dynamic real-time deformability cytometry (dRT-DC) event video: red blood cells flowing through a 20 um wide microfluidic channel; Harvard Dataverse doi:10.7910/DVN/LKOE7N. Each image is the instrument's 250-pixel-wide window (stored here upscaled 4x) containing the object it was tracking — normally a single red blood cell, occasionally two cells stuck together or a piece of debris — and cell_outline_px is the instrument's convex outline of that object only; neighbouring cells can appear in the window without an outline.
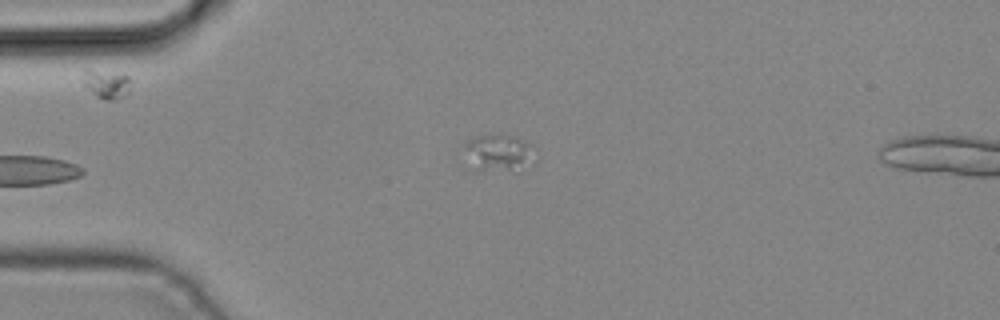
{"species": "common noctule bat (a hibernating species)", "species_latin": "Nyctalus noctula", "temperature_condition": "cold", "stored_images_in_passage": 4, "camera_frame_rate_fps": 3000, "um_per_image_px": 0.085, "animal": {"sex": "male", "body_mass_g": 19.2, "forearm_length_mm": 51.8}, "frame": {"image": 1, "passage_image": 4, "time_ms": 1.0, "image_size_px": [1000, 320], "cell_outline_px": [[536, 160], [508, 168], [480, 168], [464, 144], [468, 140], [476, 136], [516, 136], [532, 144], [536, 148]], "centroid_in_image_um": [42.55, 12.87], "position_along_channel_um": 42.4, "area_um2": 13.41}}